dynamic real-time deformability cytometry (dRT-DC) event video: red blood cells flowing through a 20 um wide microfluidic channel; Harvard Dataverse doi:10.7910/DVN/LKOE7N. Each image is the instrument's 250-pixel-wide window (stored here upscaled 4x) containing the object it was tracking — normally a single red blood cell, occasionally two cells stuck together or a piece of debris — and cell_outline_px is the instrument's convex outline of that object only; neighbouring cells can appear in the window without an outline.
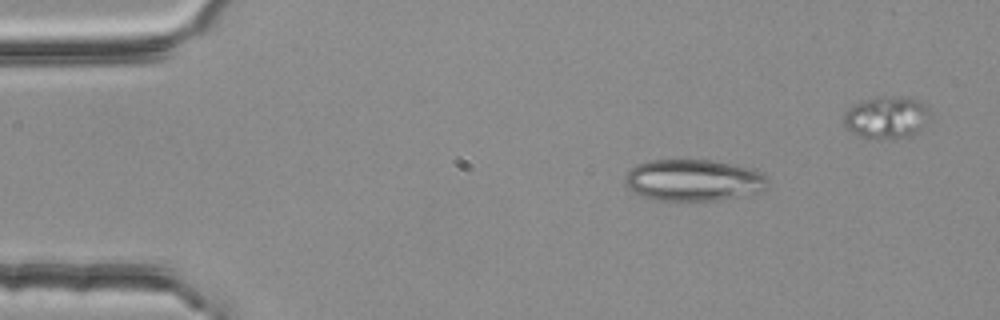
{"species": "common noctule bat (a hibernating species)", "species_latin": "Nyctalus noctula", "temperature_condition": "room temperature", "stored_images_in_passage": 5, "camera_frame_rate_fps": 3000, "um_per_image_px": 0.085, "animal": {"sex": "female", "body_mass_g": 25.1}, "frame": {"image": 1, "passage_image": 1, "time_ms": 0.0, "image_size_px": [1000, 320], "cell_outline_px": [[768, 188], [764, 192], [752, 196], [720, 200], [652, 200], [640, 196], [632, 192], [624, 184], [624, 176], [636, 164], [648, 160], [712, 160], [752, 168], [764, 172], [768, 180]], "centroid_in_image_um": [59.01, 15.33], "position_along_channel_um": 26.0, "area_um2": 35.6}}
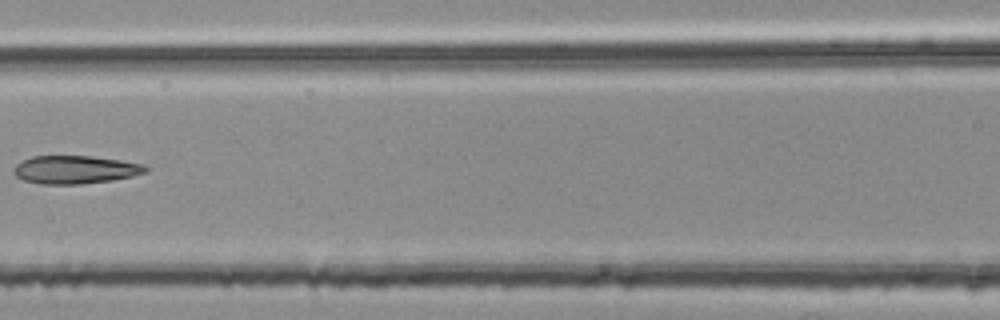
{"frame": {"image": 2, "passage_image": 5, "time_ms": 1.333, "image_size_px": [1000, 320], "cell_outline_px": [[148, 172], [132, 176], [112, 180], [80, 184], [44, 184], [24, 180], [16, 176], [12, 172], [12, 168], [16, 164], [32, 156], [92, 156], [120, 160], [144, 164], [148, 168]], "centroid_in_image_um": [6.39, 14.42], "position_along_channel_um": 160.2, "area_um2": 21.62}}